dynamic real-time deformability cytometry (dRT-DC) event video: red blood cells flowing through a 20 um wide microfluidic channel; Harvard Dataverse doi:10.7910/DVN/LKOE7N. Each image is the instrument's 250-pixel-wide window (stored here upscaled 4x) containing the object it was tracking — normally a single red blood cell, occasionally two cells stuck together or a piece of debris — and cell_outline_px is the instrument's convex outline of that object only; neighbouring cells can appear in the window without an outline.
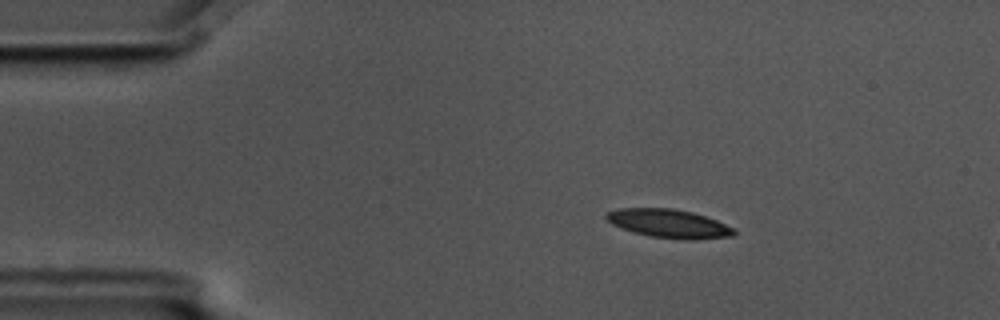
{"species": "common noctule bat (a hibernating species)", "species_latin": "Nyctalus noctula", "temperature_condition": "cold", "stored_images_in_passage": 3, "camera_frame_rate_fps": 3000, "um_per_image_px": 0.085, "animal": {"sex": "male", "body_mass_g": 17.5, "forearm_length_mm": 52.3}, "frame": {"image": 1, "passage_image": 1, "time_ms": 0.0, "image_size_px": [1000, 320], "cell_outline_px": [[736, 232], [732, 236], [692, 240], [688, 240], [652, 236], [636, 232], [612, 224], [604, 216], [608, 212], [616, 208], [672, 208], [692, 212], [716, 220], [736, 228]], "centroid_in_image_um": [56.89, 18.99], "position_along_channel_um": 28.1, "area_um2": 21.04}}